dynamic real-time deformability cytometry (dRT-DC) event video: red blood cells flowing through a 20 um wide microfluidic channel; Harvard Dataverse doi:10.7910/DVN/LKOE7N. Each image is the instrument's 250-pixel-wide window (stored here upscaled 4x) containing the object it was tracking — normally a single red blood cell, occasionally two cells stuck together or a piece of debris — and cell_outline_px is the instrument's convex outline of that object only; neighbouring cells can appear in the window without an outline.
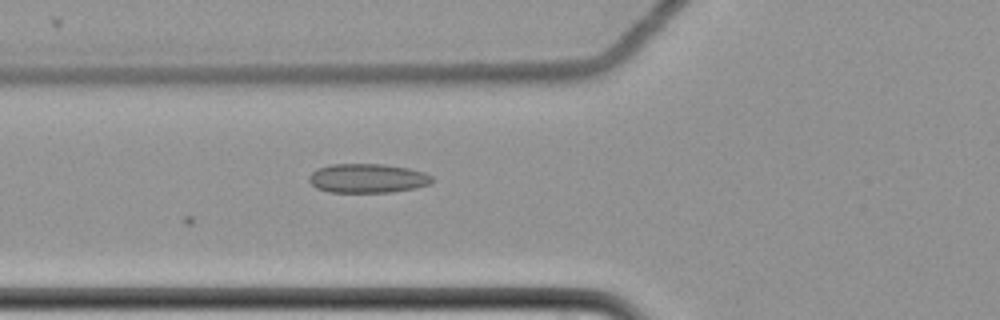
{"species": "common noctule bat (a hibernating species)", "species_latin": "Nyctalus noctula", "temperature_condition": "cold", "stored_images_in_passage": 3, "camera_frame_rate_fps": 3000, "um_per_image_px": 0.085, "animal": {"sex": "female", "body_mass_g": 22.7, "forearm_length_mm": 54.2}, "frame": {"image": 1, "passage_image": 3, "time_ms": 0.667, "image_size_px": [1000, 320], "cell_outline_px": [[436, 180], [428, 184], [416, 188], [392, 192], [328, 192], [316, 188], [308, 180], [308, 176], [316, 168], [332, 164], [384, 164], [408, 168], [424, 172], [432, 176]], "centroid_in_image_um": [31.24, 15.15], "position_along_channel_um": 94.6, "area_um2": 21.1}}